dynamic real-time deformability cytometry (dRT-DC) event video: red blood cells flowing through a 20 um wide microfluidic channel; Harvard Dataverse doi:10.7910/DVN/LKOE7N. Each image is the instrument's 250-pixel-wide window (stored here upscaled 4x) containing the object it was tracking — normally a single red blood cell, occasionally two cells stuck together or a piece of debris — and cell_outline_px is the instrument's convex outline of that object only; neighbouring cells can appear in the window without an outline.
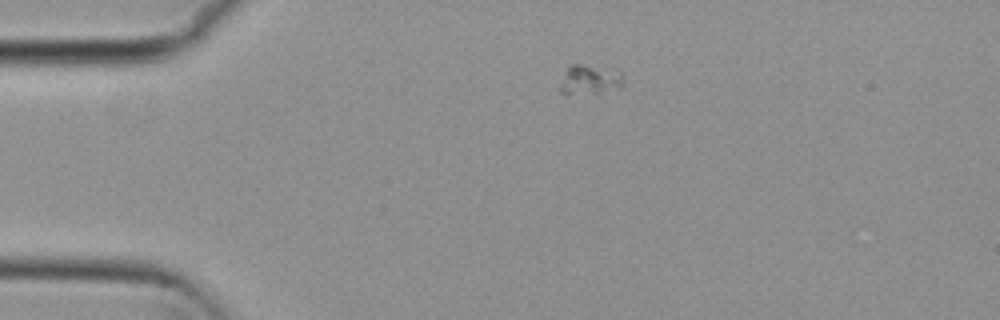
{"species": "common noctule bat (a hibernating species)", "species_latin": "Nyctalus noctula", "temperature_condition": "cold", "stored_images_in_passage": 3, "camera_frame_rate_fps": 3000, "um_per_image_px": 0.085, "animal": {"sex": "female", "body_mass_g": 29.2, "forearm_length_mm": 56.3}, "frame": {"image": 1, "passage_image": 1, "time_ms": 0.0, "image_size_px": [1000, 320], "cell_outline_px": [[624, 84], [620, 88], [600, 92], [560, 92], [560, 88], [568, 68], [572, 64], [580, 64], [620, 72], [624, 76]], "centroid_in_image_um": [50.22, 6.76], "position_along_channel_um": 34.8, "area_um2": 10.17}}
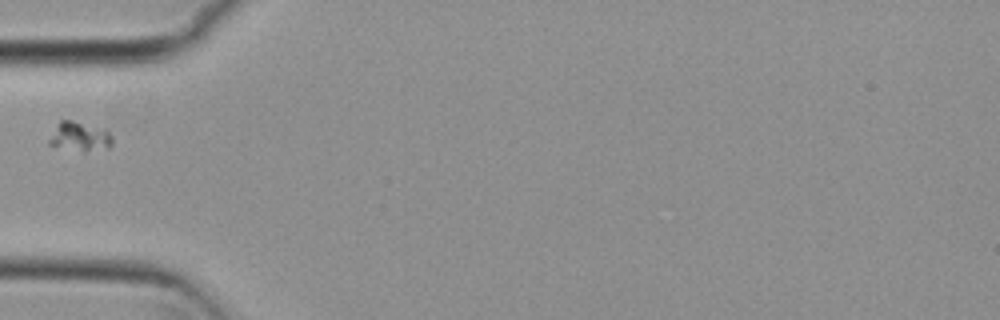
{"frame": {"image": 2, "passage_image": 3, "time_ms": 0.667, "image_size_px": [1000, 320], "cell_outline_px": [[112, 144], [108, 148], [84, 152], [48, 144], [48, 140], [60, 120], [72, 120], [104, 128], [112, 136]], "centroid_in_image_um": [6.81, 11.61], "position_along_channel_um": 78.2, "area_um2": 10.75}}